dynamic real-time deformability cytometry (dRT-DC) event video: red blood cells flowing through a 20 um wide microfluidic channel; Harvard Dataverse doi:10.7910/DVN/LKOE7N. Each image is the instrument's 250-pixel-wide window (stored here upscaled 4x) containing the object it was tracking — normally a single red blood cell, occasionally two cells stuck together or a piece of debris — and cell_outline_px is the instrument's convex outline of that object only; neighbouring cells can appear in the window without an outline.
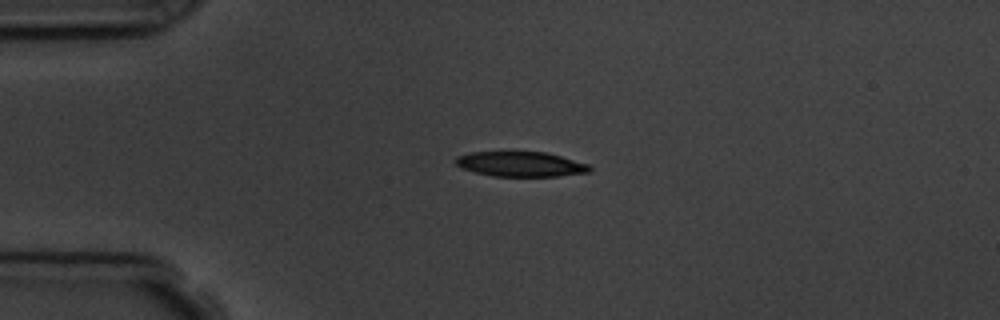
{"species": "common noctule bat (a hibernating species)", "species_latin": "Nyctalus noctula", "temperature_condition": "room temperature", "stored_images_in_passage": 1, "camera_frame_rate_fps": 3000, "um_per_image_px": 0.085, "animal": {"sex": "male", "body_mass_g": 19.5, "forearm_length_mm": 54.6}, "frame": {"image": 1, "passage_image": 1, "time_ms": 0.0, "image_size_px": [1000, 320], "cell_outline_px": [[592, 168], [588, 172], [560, 176], [492, 176], [460, 168], [456, 164], [456, 156], [468, 152], [512, 148], [548, 152], [588, 164]], "centroid_in_image_um": [44.19, 13.88], "position_along_channel_um": 40.8, "area_um2": 20.63}}